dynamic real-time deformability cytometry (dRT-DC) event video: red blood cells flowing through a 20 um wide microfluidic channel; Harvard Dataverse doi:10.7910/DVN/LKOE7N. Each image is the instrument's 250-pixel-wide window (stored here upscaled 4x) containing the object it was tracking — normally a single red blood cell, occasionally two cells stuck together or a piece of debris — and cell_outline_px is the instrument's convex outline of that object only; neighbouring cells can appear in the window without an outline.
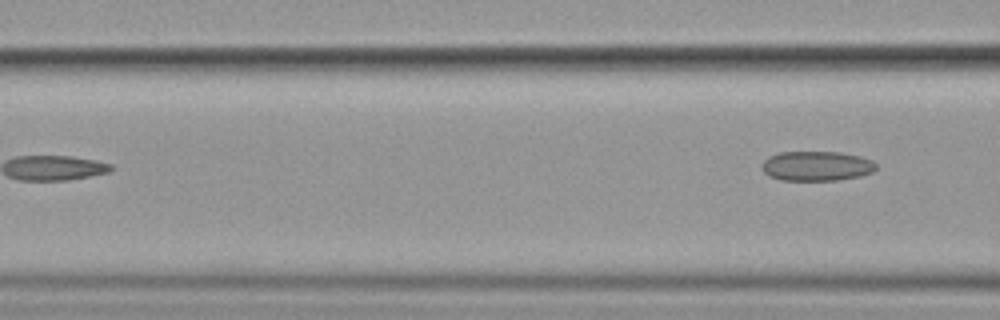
{"species": "common noctule bat (a hibernating species)", "species_latin": "Nyctalus noctula", "temperature_condition": "cold", "stored_images_in_passage": 3, "camera_frame_rate_fps": 3000, "um_per_image_px": 0.085, "animal": {"sex": "female", "body_mass_g": 19.9}, "frame": {"image": 1, "passage_image": 3, "time_ms": 2.333, "image_size_px": [1000, 320], "cell_outline_px": [[876, 168], [872, 172], [860, 176], [836, 180], [780, 180], [768, 176], [760, 168], [760, 164], [768, 156], [780, 152], [840, 152], [860, 156], [872, 160], [876, 164]], "centroid_in_image_um": [69.37, 14.11], "position_along_channel_um": 97.2, "area_um2": 19.94}}